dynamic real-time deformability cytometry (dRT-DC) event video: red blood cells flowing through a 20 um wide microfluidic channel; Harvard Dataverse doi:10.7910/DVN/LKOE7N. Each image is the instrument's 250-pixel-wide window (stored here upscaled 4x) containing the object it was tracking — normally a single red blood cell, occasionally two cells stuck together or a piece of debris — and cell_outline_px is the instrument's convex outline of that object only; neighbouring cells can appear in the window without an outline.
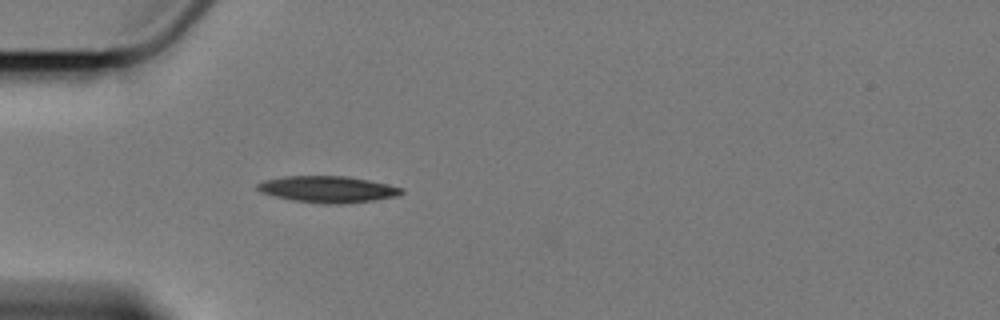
{"species": "Egyptian fruit bat (a non-hibernating species)", "species_latin": "Rousettus aegyptiacus", "temperature_condition": "cold", "stored_images_in_passage": 11, "camera_frame_rate_fps": 3000, "um_per_image_px": 0.085, "animal": {"sex": "female"}, "frame": {"image": 1, "passage_image": 6, "time_ms": 1.667, "image_size_px": [1000, 320], "cell_outline_px": [[404, 192], [396, 196], [372, 200], [336, 204], [324, 204], [292, 200], [260, 192], [256, 188], [256, 184], [264, 180], [284, 176], [348, 176], [388, 184], [404, 188]], "centroid_in_image_um": [27.84, 16.08], "position_along_channel_um": 57.2, "area_um2": 22.14}}
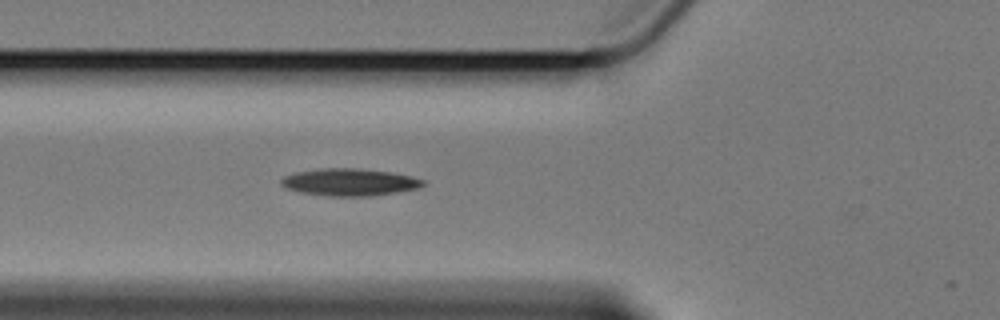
{"frame": {"image": 2, "passage_image": 10, "time_ms": 3.0, "image_size_px": [1000, 320], "cell_outline_px": [[424, 184], [420, 188], [396, 192], [368, 196], [328, 196], [300, 192], [284, 188], [280, 184], [280, 180], [284, 176], [296, 172], [320, 168], [360, 168], [392, 172], [412, 176], [424, 180]], "centroid_in_image_um": [29.69, 15.48], "position_along_channel_um": 96.1, "area_um2": 22.66}}